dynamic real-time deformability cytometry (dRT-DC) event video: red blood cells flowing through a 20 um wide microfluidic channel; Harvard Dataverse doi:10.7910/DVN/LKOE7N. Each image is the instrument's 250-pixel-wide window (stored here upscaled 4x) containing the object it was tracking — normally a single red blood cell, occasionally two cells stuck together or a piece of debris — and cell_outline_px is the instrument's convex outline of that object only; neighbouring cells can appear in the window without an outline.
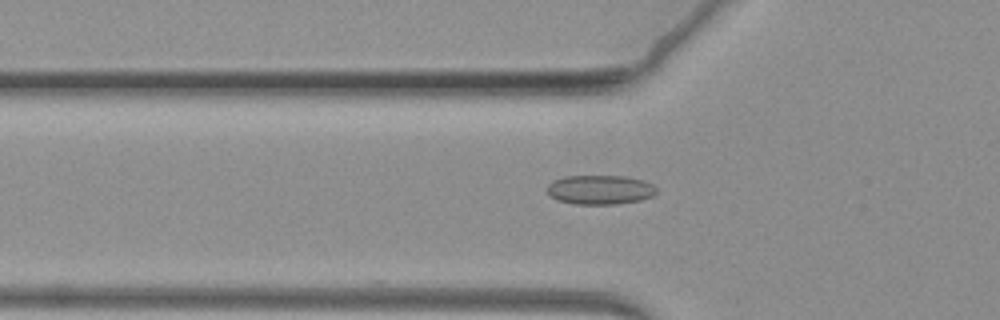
{"species": "common noctule bat (a hibernating species)", "species_latin": "Nyctalus noctula", "temperature_condition": "warm", "stored_images_in_passage": 48, "camera_frame_rate_fps": 3000, "um_per_image_px": 0.085, "animal": {"sex": "female", "body_mass_g": 19.3, "forearm_length_mm": 54.1}, "frame": {"image": 1, "passage_image": 3, "time_ms": 0.667, "image_size_px": [1000, 320], "cell_outline_px": [[656, 192], [652, 196], [640, 200], [616, 204], [576, 204], [556, 200], [548, 192], [548, 184], [552, 180], [564, 176], [624, 176], [644, 180], [652, 184], [656, 188]], "centroid_in_image_um": [51.0, 16.12], "position_along_channel_um": 74.8, "area_um2": 18.67}}
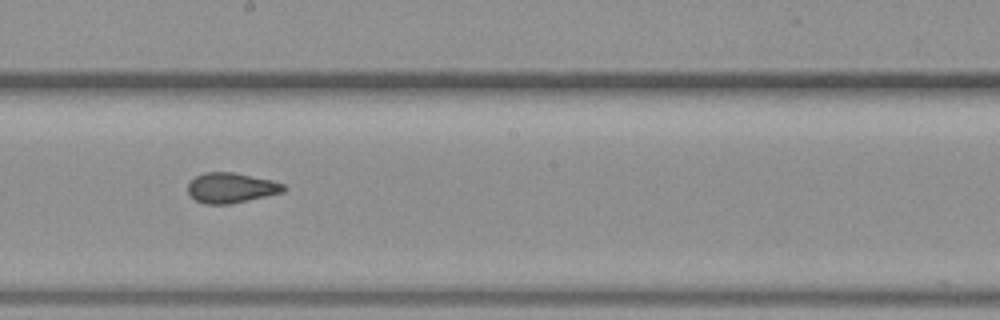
{"frame": {"image": 2, "passage_image": 18, "time_ms": 5.667, "image_size_px": [1000, 320], "cell_outline_px": [[288, 188], [284, 192], [248, 200], [228, 204], [204, 204], [196, 200], [188, 192], [188, 184], [196, 176], [204, 172], [232, 172], [272, 180], [284, 184]], "centroid_in_image_um": [19.67, 15.96], "position_along_channel_um": 228.5, "area_um2": 16.76}}
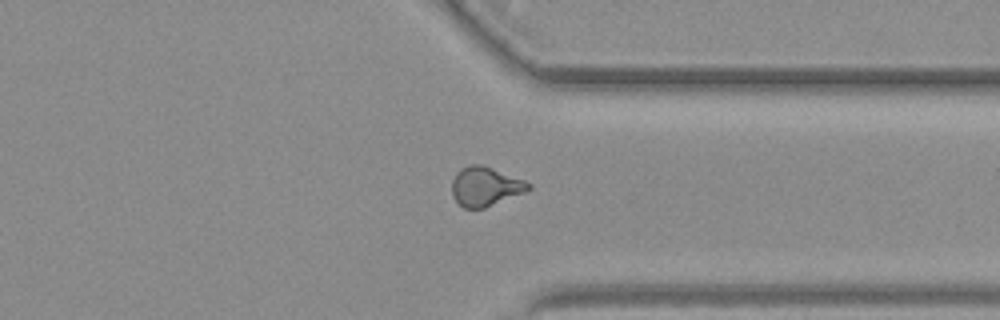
{"frame": {"image": 3, "passage_image": 32, "time_ms": 10.333, "image_size_px": [1000, 320], "cell_outline_px": [[532, 188], [524, 192], [484, 208], [464, 208], [452, 196], [452, 180], [456, 172], [460, 168], [468, 164], [480, 164], [492, 168], [524, 180], [532, 184]], "centroid_in_image_um": [41.23, 15.83], "position_along_channel_um": 370.2, "area_um2": 17.4}}